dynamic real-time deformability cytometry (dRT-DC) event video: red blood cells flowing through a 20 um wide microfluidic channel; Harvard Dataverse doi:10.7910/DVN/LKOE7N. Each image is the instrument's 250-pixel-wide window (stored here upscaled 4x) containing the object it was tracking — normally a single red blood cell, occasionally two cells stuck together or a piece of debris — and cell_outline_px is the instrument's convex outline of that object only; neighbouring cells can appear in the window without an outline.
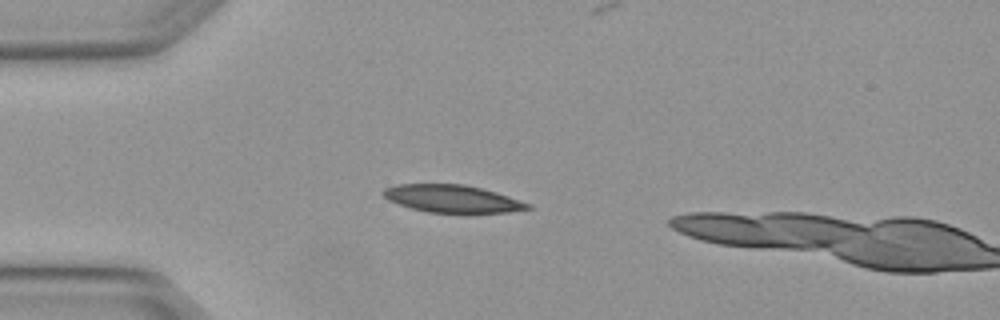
{"species": "Egyptian fruit bat (a non-hibernating species)", "species_latin": "Rousettus aegyptiacus", "temperature_condition": "warm", "stored_images_in_passage": 5, "camera_frame_rate_fps": 3000, "um_per_image_px": 0.085, "animal": {"sex": "female"}, "frame": {"image": 1, "passage_image": 3, "time_ms": 0.667, "image_size_px": [1000, 320], "cell_outline_px": [[532, 208], [508, 212], [428, 212], [412, 208], [388, 200], [380, 192], [384, 188], [396, 184], [464, 184], [496, 192], [532, 204]], "centroid_in_image_um": [38.43, 16.88], "position_along_channel_um": 46.6, "area_um2": 22.95}}